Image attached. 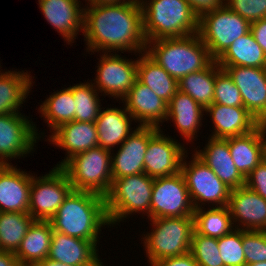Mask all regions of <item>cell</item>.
<instances>
[{
  "mask_svg": "<svg viewBox=\"0 0 266 266\" xmlns=\"http://www.w3.org/2000/svg\"><path fill=\"white\" fill-rule=\"evenodd\" d=\"M84 7L83 36L86 52H146L139 0ZM102 51V53H101Z\"/></svg>",
  "mask_w": 266,
  "mask_h": 266,
  "instance_id": "cell-1",
  "label": "cell"
},
{
  "mask_svg": "<svg viewBox=\"0 0 266 266\" xmlns=\"http://www.w3.org/2000/svg\"><path fill=\"white\" fill-rule=\"evenodd\" d=\"M49 222L59 233L84 240H99L101 228L110 226L105 197L90 191L72 190Z\"/></svg>",
  "mask_w": 266,
  "mask_h": 266,
  "instance_id": "cell-2",
  "label": "cell"
},
{
  "mask_svg": "<svg viewBox=\"0 0 266 266\" xmlns=\"http://www.w3.org/2000/svg\"><path fill=\"white\" fill-rule=\"evenodd\" d=\"M146 53L178 82L190 73L205 69L213 61L198 33L148 41Z\"/></svg>",
  "mask_w": 266,
  "mask_h": 266,
  "instance_id": "cell-3",
  "label": "cell"
},
{
  "mask_svg": "<svg viewBox=\"0 0 266 266\" xmlns=\"http://www.w3.org/2000/svg\"><path fill=\"white\" fill-rule=\"evenodd\" d=\"M146 41L185 37L199 31V16L186 0H139Z\"/></svg>",
  "mask_w": 266,
  "mask_h": 266,
  "instance_id": "cell-4",
  "label": "cell"
},
{
  "mask_svg": "<svg viewBox=\"0 0 266 266\" xmlns=\"http://www.w3.org/2000/svg\"><path fill=\"white\" fill-rule=\"evenodd\" d=\"M153 182L154 178L146 173L112 179L110 190L104 196L110 227L134 213H142L151 219Z\"/></svg>",
  "mask_w": 266,
  "mask_h": 266,
  "instance_id": "cell-5",
  "label": "cell"
},
{
  "mask_svg": "<svg viewBox=\"0 0 266 266\" xmlns=\"http://www.w3.org/2000/svg\"><path fill=\"white\" fill-rule=\"evenodd\" d=\"M151 232L142 238L149 264L190 252L194 232V216L149 219Z\"/></svg>",
  "mask_w": 266,
  "mask_h": 266,
  "instance_id": "cell-6",
  "label": "cell"
},
{
  "mask_svg": "<svg viewBox=\"0 0 266 266\" xmlns=\"http://www.w3.org/2000/svg\"><path fill=\"white\" fill-rule=\"evenodd\" d=\"M111 153L95 147L70 158L61 168L66 172L73 190L105 196L113 179Z\"/></svg>",
  "mask_w": 266,
  "mask_h": 266,
  "instance_id": "cell-7",
  "label": "cell"
},
{
  "mask_svg": "<svg viewBox=\"0 0 266 266\" xmlns=\"http://www.w3.org/2000/svg\"><path fill=\"white\" fill-rule=\"evenodd\" d=\"M250 31V23L226 5L199 17V31L202 42L216 61L239 37Z\"/></svg>",
  "mask_w": 266,
  "mask_h": 266,
  "instance_id": "cell-8",
  "label": "cell"
},
{
  "mask_svg": "<svg viewBox=\"0 0 266 266\" xmlns=\"http://www.w3.org/2000/svg\"><path fill=\"white\" fill-rule=\"evenodd\" d=\"M187 154L182 159L180 172L194 209L202 208L206 203L212 207L226 206L231 189L195 153L192 154V160L187 162Z\"/></svg>",
  "mask_w": 266,
  "mask_h": 266,
  "instance_id": "cell-9",
  "label": "cell"
},
{
  "mask_svg": "<svg viewBox=\"0 0 266 266\" xmlns=\"http://www.w3.org/2000/svg\"><path fill=\"white\" fill-rule=\"evenodd\" d=\"M73 190L66 172L53 167L37 177L32 174L28 213L35 221H49Z\"/></svg>",
  "mask_w": 266,
  "mask_h": 266,
  "instance_id": "cell-10",
  "label": "cell"
},
{
  "mask_svg": "<svg viewBox=\"0 0 266 266\" xmlns=\"http://www.w3.org/2000/svg\"><path fill=\"white\" fill-rule=\"evenodd\" d=\"M37 129L32 118L22 113L0 115V163L12 164L10 160L31 154L41 138L39 134H45Z\"/></svg>",
  "mask_w": 266,
  "mask_h": 266,
  "instance_id": "cell-11",
  "label": "cell"
},
{
  "mask_svg": "<svg viewBox=\"0 0 266 266\" xmlns=\"http://www.w3.org/2000/svg\"><path fill=\"white\" fill-rule=\"evenodd\" d=\"M96 75L92 84L101 95L122 100L137 79V60L128 59L117 53H106L100 56ZM103 93V94H102Z\"/></svg>",
  "mask_w": 266,
  "mask_h": 266,
  "instance_id": "cell-12",
  "label": "cell"
},
{
  "mask_svg": "<svg viewBox=\"0 0 266 266\" xmlns=\"http://www.w3.org/2000/svg\"><path fill=\"white\" fill-rule=\"evenodd\" d=\"M194 207L183 174L154 178L151 219L193 216Z\"/></svg>",
  "mask_w": 266,
  "mask_h": 266,
  "instance_id": "cell-13",
  "label": "cell"
},
{
  "mask_svg": "<svg viewBox=\"0 0 266 266\" xmlns=\"http://www.w3.org/2000/svg\"><path fill=\"white\" fill-rule=\"evenodd\" d=\"M240 91L243 106L259 124H266V68L220 66Z\"/></svg>",
  "mask_w": 266,
  "mask_h": 266,
  "instance_id": "cell-14",
  "label": "cell"
},
{
  "mask_svg": "<svg viewBox=\"0 0 266 266\" xmlns=\"http://www.w3.org/2000/svg\"><path fill=\"white\" fill-rule=\"evenodd\" d=\"M160 130L149 140L144 159V173L152 178L178 174L186 154L184 144Z\"/></svg>",
  "mask_w": 266,
  "mask_h": 266,
  "instance_id": "cell-15",
  "label": "cell"
},
{
  "mask_svg": "<svg viewBox=\"0 0 266 266\" xmlns=\"http://www.w3.org/2000/svg\"><path fill=\"white\" fill-rule=\"evenodd\" d=\"M159 130L152 126H136V129L119 146L118 152L111 153L113 179L144 173L148 142Z\"/></svg>",
  "mask_w": 266,
  "mask_h": 266,
  "instance_id": "cell-16",
  "label": "cell"
},
{
  "mask_svg": "<svg viewBox=\"0 0 266 266\" xmlns=\"http://www.w3.org/2000/svg\"><path fill=\"white\" fill-rule=\"evenodd\" d=\"M227 207L235 229L266 231V200L255 191L245 185L231 190Z\"/></svg>",
  "mask_w": 266,
  "mask_h": 266,
  "instance_id": "cell-17",
  "label": "cell"
},
{
  "mask_svg": "<svg viewBox=\"0 0 266 266\" xmlns=\"http://www.w3.org/2000/svg\"><path fill=\"white\" fill-rule=\"evenodd\" d=\"M120 101L134 121L139 122L138 126H152L160 129L167 118L168 103L138 79Z\"/></svg>",
  "mask_w": 266,
  "mask_h": 266,
  "instance_id": "cell-18",
  "label": "cell"
},
{
  "mask_svg": "<svg viewBox=\"0 0 266 266\" xmlns=\"http://www.w3.org/2000/svg\"><path fill=\"white\" fill-rule=\"evenodd\" d=\"M80 0H38L45 20L56 29L68 43H75L79 32H83L84 8Z\"/></svg>",
  "mask_w": 266,
  "mask_h": 266,
  "instance_id": "cell-19",
  "label": "cell"
},
{
  "mask_svg": "<svg viewBox=\"0 0 266 266\" xmlns=\"http://www.w3.org/2000/svg\"><path fill=\"white\" fill-rule=\"evenodd\" d=\"M99 240H84L52 232L48 258L72 266H104L98 256Z\"/></svg>",
  "mask_w": 266,
  "mask_h": 266,
  "instance_id": "cell-20",
  "label": "cell"
},
{
  "mask_svg": "<svg viewBox=\"0 0 266 266\" xmlns=\"http://www.w3.org/2000/svg\"><path fill=\"white\" fill-rule=\"evenodd\" d=\"M32 173L16 166H0V212L28 213Z\"/></svg>",
  "mask_w": 266,
  "mask_h": 266,
  "instance_id": "cell-21",
  "label": "cell"
},
{
  "mask_svg": "<svg viewBox=\"0 0 266 266\" xmlns=\"http://www.w3.org/2000/svg\"><path fill=\"white\" fill-rule=\"evenodd\" d=\"M48 142L66 151L64 159L55 167H62L70 158L98 147V133L94 122L75 121L60 125L48 137Z\"/></svg>",
  "mask_w": 266,
  "mask_h": 266,
  "instance_id": "cell-22",
  "label": "cell"
},
{
  "mask_svg": "<svg viewBox=\"0 0 266 266\" xmlns=\"http://www.w3.org/2000/svg\"><path fill=\"white\" fill-rule=\"evenodd\" d=\"M205 113H209L214 124L211 138L227 139L244 135L259 125L244 106L229 107L213 103L205 109Z\"/></svg>",
  "mask_w": 266,
  "mask_h": 266,
  "instance_id": "cell-23",
  "label": "cell"
},
{
  "mask_svg": "<svg viewBox=\"0 0 266 266\" xmlns=\"http://www.w3.org/2000/svg\"><path fill=\"white\" fill-rule=\"evenodd\" d=\"M202 150L194 153L218 176L231 190L245 185V177L236 168L228 147L227 139L208 137Z\"/></svg>",
  "mask_w": 266,
  "mask_h": 266,
  "instance_id": "cell-24",
  "label": "cell"
},
{
  "mask_svg": "<svg viewBox=\"0 0 266 266\" xmlns=\"http://www.w3.org/2000/svg\"><path fill=\"white\" fill-rule=\"evenodd\" d=\"M205 109L201 107L188 94L178 90L171 101L168 103L167 118L165 121L174 122L175 128L184 137L186 142H193L196 139L197 132L203 125L202 120L205 115Z\"/></svg>",
  "mask_w": 266,
  "mask_h": 266,
  "instance_id": "cell-25",
  "label": "cell"
},
{
  "mask_svg": "<svg viewBox=\"0 0 266 266\" xmlns=\"http://www.w3.org/2000/svg\"><path fill=\"white\" fill-rule=\"evenodd\" d=\"M101 108L95 122L98 133V147L113 151V147L121 145L133 132L131 122L134 121L125 106L123 109ZM103 109V110H102ZM132 130V131H131ZM112 149V150H111Z\"/></svg>",
  "mask_w": 266,
  "mask_h": 266,
  "instance_id": "cell-26",
  "label": "cell"
},
{
  "mask_svg": "<svg viewBox=\"0 0 266 266\" xmlns=\"http://www.w3.org/2000/svg\"><path fill=\"white\" fill-rule=\"evenodd\" d=\"M0 70V115L21 113L20 107L33 87L31 72ZM29 93V94H28Z\"/></svg>",
  "mask_w": 266,
  "mask_h": 266,
  "instance_id": "cell-27",
  "label": "cell"
},
{
  "mask_svg": "<svg viewBox=\"0 0 266 266\" xmlns=\"http://www.w3.org/2000/svg\"><path fill=\"white\" fill-rule=\"evenodd\" d=\"M53 228L49 221H34L14 253L17 261L36 266L48 257Z\"/></svg>",
  "mask_w": 266,
  "mask_h": 266,
  "instance_id": "cell-28",
  "label": "cell"
},
{
  "mask_svg": "<svg viewBox=\"0 0 266 266\" xmlns=\"http://www.w3.org/2000/svg\"><path fill=\"white\" fill-rule=\"evenodd\" d=\"M228 147L236 168L246 177L262 162V124L247 134L228 138Z\"/></svg>",
  "mask_w": 266,
  "mask_h": 266,
  "instance_id": "cell-29",
  "label": "cell"
},
{
  "mask_svg": "<svg viewBox=\"0 0 266 266\" xmlns=\"http://www.w3.org/2000/svg\"><path fill=\"white\" fill-rule=\"evenodd\" d=\"M137 65V79L148 86L158 97L169 103L179 90L176 79L170 76L146 52L140 53Z\"/></svg>",
  "mask_w": 266,
  "mask_h": 266,
  "instance_id": "cell-30",
  "label": "cell"
},
{
  "mask_svg": "<svg viewBox=\"0 0 266 266\" xmlns=\"http://www.w3.org/2000/svg\"><path fill=\"white\" fill-rule=\"evenodd\" d=\"M216 61L219 66L266 68V55L251 31L236 39Z\"/></svg>",
  "mask_w": 266,
  "mask_h": 266,
  "instance_id": "cell-31",
  "label": "cell"
},
{
  "mask_svg": "<svg viewBox=\"0 0 266 266\" xmlns=\"http://www.w3.org/2000/svg\"><path fill=\"white\" fill-rule=\"evenodd\" d=\"M217 61H212L205 69L184 76L179 82V90L188 94L206 109L213 104Z\"/></svg>",
  "mask_w": 266,
  "mask_h": 266,
  "instance_id": "cell-32",
  "label": "cell"
},
{
  "mask_svg": "<svg viewBox=\"0 0 266 266\" xmlns=\"http://www.w3.org/2000/svg\"><path fill=\"white\" fill-rule=\"evenodd\" d=\"M202 207L194 210V230L203 236L219 239L231 233L235 227L226 206Z\"/></svg>",
  "mask_w": 266,
  "mask_h": 266,
  "instance_id": "cell-33",
  "label": "cell"
},
{
  "mask_svg": "<svg viewBox=\"0 0 266 266\" xmlns=\"http://www.w3.org/2000/svg\"><path fill=\"white\" fill-rule=\"evenodd\" d=\"M56 91L49 95L38 109L51 133L60 125L75 120L72 91L68 87Z\"/></svg>",
  "mask_w": 266,
  "mask_h": 266,
  "instance_id": "cell-34",
  "label": "cell"
},
{
  "mask_svg": "<svg viewBox=\"0 0 266 266\" xmlns=\"http://www.w3.org/2000/svg\"><path fill=\"white\" fill-rule=\"evenodd\" d=\"M34 221L29 213L0 212V251L15 253Z\"/></svg>",
  "mask_w": 266,
  "mask_h": 266,
  "instance_id": "cell-35",
  "label": "cell"
},
{
  "mask_svg": "<svg viewBox=\"0 0 266 266\" xmlns=\"http://www.w3.org/2000/svg\"><path fill=\"white\" fill-rule=\"evenodd\" d=\"M68 88L74 98L75 121L95 123L102 105L99 92L92 82L74 84Z\"/></svg>",
  "mask_w": 266,
  "mask_h": 266,
  "instance_id": "cell-36",
  "label": "cell"
},
{
  "mask_svg": "<svg viewBox=\"0 0 266 266\" xmlns=\"http://www.w3.org/2000/svg\"><path fill=\"white\" fill-rule=\"evenodd\" d=\"M190 253L198 266H224L219 253L218 239L203 236L195 230L192 235Z\"/></svg>",
  "mask_w": 266,
  "mask_h": 266,
  "instance_id": "cell-37",
  "label": "cell"
},
{
  "mask_svg": "<svg viewBox=\"0 0 266 266\" xmlns=\"http://www.w3.org/2000/svg\"><path fill=\"white\" fill-rule=\"evenodd\" d=\"M213 103L229 107L243 106V99L239 89L228 73L220 66L216 68Z\"/></svg>",
  "mask_w": 266,
  "mask_h": 266,
  "instance_id": "cell-38",
  "label": "cell"
},
{
  "mask_svg": "<svg viewBox=\"0 0 266 266\" xmlns=\"http://www.w3.org/2000/svg\"><path fill=\"white\" fill-rule=\"evenodd\" d=\"M218 248L224 266H245L242 230L234 229L231 233L218 239Z\"/></svg>",
  "mask_w": 266,
  "mask_h": 266,
  "instance_id": "cell-39",
  "label": "cell"
},
{
  "mask_svg": "<svg viewBox=\"0 0 266 266\" xmlns=\"http://www.w3.org/2000/svg\"><path fill=\"white\" fill-rule=\"evenodd\" d=\"M242 245L246 265L266 261V231L242 230Z\"/></svg>",
  "mask_w": 266,
  "mask_h": 266,
  "instance_id": "cell-40",
  "label": "cell"
},
{
  "mask_svg": "<svg viewBox=\"0 0 266 266\" xmlns=\"http://www.w3.org/2000/svg\"><path fill=\"white\" fill-rule=\"evenodd\" d=\"M225 5L250 24L266 18V0H225Z\"/></svg>",
  "mask_w": 266,
  "mask_h": 266,
  "instance_id": "cell-41",
  "label": "cell"
},
{
  "mask_svg": "<svg viewBox=\"0 0 266 266\" xmlns=\"http://www.w3.org/2000/svg\"><path fill=\"white\" fill-rule=\"evenodd\" d=\"M245 186L266 200V164L263 161L245 177Z\"/></svg>",
  "mask_w": 266,
  "mask_h": 266,
  "instance_id": "cell-42",
  "label": "cell"
},
{
  "mask_svg": "<svg viewBox=\"0 0 266 266\" xmlns=\"http://www.w3.org/2000/svg\"><path fill=\"white\" fill-rule=\"evenodd\" d=\"M150 266H198V264L189 252L180 256L154 261L150 263Z\"/></svg>",
  "mask_w": 266,
  "mask_h": 266,
  "instance_id": "cell-43",
  "label": "cell"
},
{
  "mask_svg": "<svg viewBox=\"0 0 266 266\" xmlns=\"http://www.w3.org/2000/svg\"><path fill=\"white\" fill-rule=\"evenodd\" d=\"M200 17L203 13L225 6V0H186Z\"/></svg>",
  "mask_w": 266,
  "mask_h": 266,
  "instance_id": "cell-44",
  "label": "cell"
},
{
  "mask_svg": "<svg viewBox=\"0 0 266 266\" xmlns=\"http://www.w3.org/2000/svg\"><path fill=\"white\" fill-rule=\"evenodd\" d=\"M250 31L266 55V18L252 22L250 24Z\"/></svg>",
  "mask_w": 266,
  "mask_h": 266,
  "instance_id": "cell-45",
  "label": "cell"
},
{
  "mask_svg": "<svg viewBox=\"0 0 266 266\" xmlns=\"http://www.w3.org/2000/svg\"><path fill=\"white\" fill-rule=\"evenodd\" d=\"M16 262L14 253L0 251V266H13Z\"/></svg>",
  "mask_w": 266,
  "mask_h": 266,
  "instance_id": "cell-46",
  "label": "cell"
},
{
  "mask_svg": "<svg viewBox=\"0 0 266 266\" xmlns=\"http://www.w3.org/2000/svg\"><path fill=\"white\" fill-rule=\"evenodd\" d=\"M36 266H72V265H68V264H63L61 262L52 260L48 257H46L45 259H43L42 261H40Z\"/></svg>",
  "mask_w": 266,
  "mask_h": 266,
  "instance_id": "cell-47",
  "label": "cell"
},
{
  "mask_svg": "<svg viewBox=\"0 0 266 266\" xmlns=\"http://www.w3.org/2000/svg\"><path fill=\"white\" fill-rule=\"evenodd\" d=\"M262 161L266 164V124H262Z\"/></svg>",
  "mask_w": 266,
  "mask_h": 266,
  "instance_id": "cell-48",
  "label": "cell"
},
{
  "mask_svg": "<svg viewBox=\"0 0 266 266\" xmlns=\"http://www.w3.org/2000/svg\"><path fill=\"white\" fill-rule=\"evenodd\" d=\"M88 2L87 5H100V4H110V3H120L128 0H85Z\"/></svg>",
  "mask_w": 266,
  "mask_h": 266,
  "instance_id": "cell-49",
  "label": "cell"
},
{
  "mask_svg": "<svg viewBox=\"0 0 266 266\" xmlns=\"http://www.w3.org/2000/svg\"><path fill=\"white\" fill-rule=\"evenodd\" d=\"M245 266H266V261L265 262H257L254 264H247Z\"/></svg>",
  "mask_w": 266,
  "mask_h": 266,
  "instance_id": "cell-50",
  "label": "cell"
},
{
  "mask_svg": "<svg viewBox=\"0 0 266 266\" xmlns=\"http://www.w3.org/2000/svg\"><path fill=\"white\" fill-rule=\"evenodd\" d=\"M13 266H27V265H24L21 262L17 261Z\"/></svg>",
  "mask_w": 266,
  "mask_h": 266,
  "instance_id": "cell-51",
  "label": "cell"
}]
</instances>
